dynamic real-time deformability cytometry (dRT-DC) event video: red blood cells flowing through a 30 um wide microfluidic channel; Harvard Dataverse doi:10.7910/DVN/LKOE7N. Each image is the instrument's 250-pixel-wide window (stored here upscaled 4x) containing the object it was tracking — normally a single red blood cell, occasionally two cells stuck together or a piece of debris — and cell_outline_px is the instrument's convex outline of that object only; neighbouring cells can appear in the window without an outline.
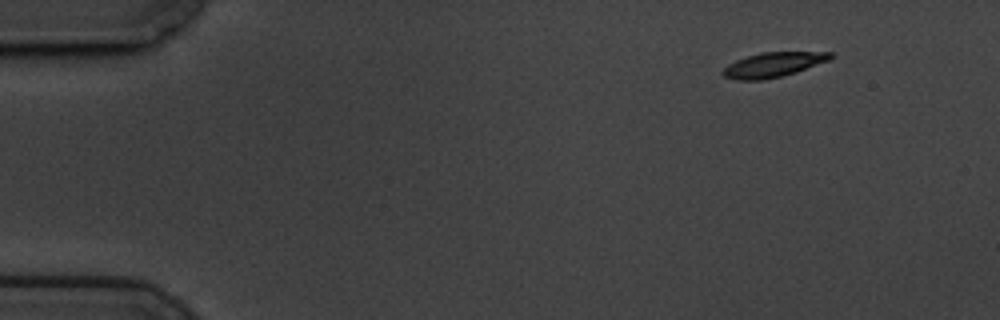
{"species": "common noctule bat (a hibernating species)", "species_latin": "Nyctalus noctula", "temperature_condition": "cold", "stored_images_in_passage": 3, "camera_frame_rate_fps": 3000, "um_per_image_px": 0.085, "animal": {"sex": "male", "body_mass_g": 19.5, "forearm_length_mm": 54.6}, "frame": {"image": 1, "passage_image": 1, "time_ms": 0.0, "image_size_px": [1000, 320], "cell_outline_px": [[836, 56], [828, 60], [796, 72], [784, 76], [760, 80], [736, 80], [724, 76], [720, 72], [728, 64], [736, 60], [760, 52], [832, 52]], "centroid_in_image_um": [65.71, 5.5], "position_along_channel_um": 19.3, "area_um2": 15.49}}
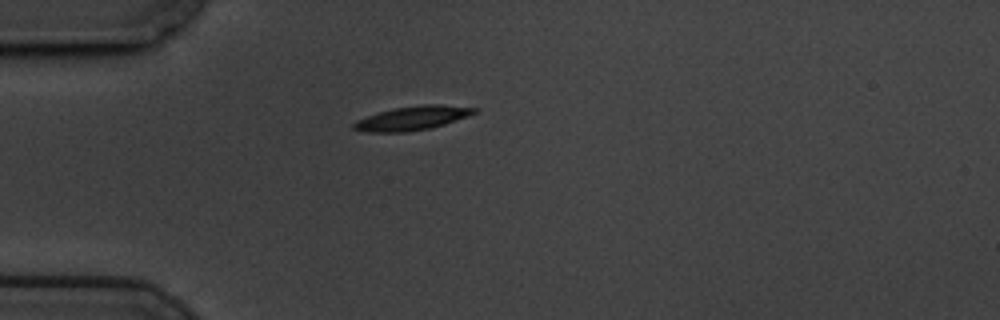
{"frame": {"image": 2, "passage_image": 3, "time_ms": 0.667, "image_size_px": [1000, 320], "cell_outline_px": [[480, 108], [476, 112], [468, 116], [432, 128], [404, 132], [368, 132], [352, 128], [352, 124], [356, 120], [376, 112], [396, 108], [424, 104], [440, 104]], "centroid_in_image_um": [35.05, 10.04], "position_along_channel_um": 50.0, "area_um2": 16.88}}